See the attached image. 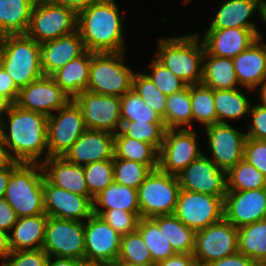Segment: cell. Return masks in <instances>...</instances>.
I'll use <instances>...</instances> for the list:
<instances>
[{
	"mask_svg": "<svg viewBox=\"0 0 266 266\" xmlns=\"http://www.w3.org/2000/svg\"><path fill=\"white\" fill-rule=\"evenodd\" d=\"M45 114L13 104L0 120V130L7 153L19 163H42L48 156Z\"/></svg>",
	"mask_w": 266,
	"mask_h": 266,
	"instance_id": "6da1fadb",
	"label": "cell"
},
{
	"mask_svg": "<svg viewBox=\"0 0 266 266\" xmlns=\"http://www.w3.org/2000/svg\"><path fill=\"white\" fill-rule=\"evenodd\" d=\"M119 6L117 0H99L78 13L77 30L86 50L93 53L129 51L124 27L127 12Z\"/></svg>",
	"mask_w": 266,
	"mask_h": 266,
	"instance_id": "7a4b0ae2",
	"label": "cell"
},
{
	"mask_svg": "<svg viewBox=\"0 0 266 266\" xmlns=\"http://www.w3.org/2000/svg\"><path fill=\"white\" fill-rule=\"evenodd\" d=\"M153 57L188 86L201 84L205 47L196 32L159 36Z\"/></svg>",
	"mask_w": 266,
	"mask_h": 266,
	"instance_id": "3957f363",
	"label": "cell"
},
{
	"mask_svg": "<svg viewBox=\"0 0 266 266\" xmlns=\"http://www.w3.org/2000/svg\"><path fill=\"white\" fill-rule=\"evenodd\" d=\"M43 181L40 163H20L11 172L4 198L18 218L45 214Z\"/></svg>",
	"mask_w": 266,
	"mask_h": 266,
	"instance_id": "277c9868",
	"label": "cell"
},
{
	"mask_svg": "<svg viewBox=\"0 0 266 266\" xmlns=\"http://www.w3.org/2000/svg\"><path fill=\"white\" fill-rule=\"evenodd\" d=\"M126 52L93 53L87 91L111 96H123L132 89L134 68L128 64Z\"/></svg>",
	"mask_w": 266,
	"mask_h": 266,
	"instance_id": "5b68a950",
	"label": "cell"
},
{
	"mask_svg": "<svg viewBox=\"0 0 266 266\" xmlns=\"http://www.w3.org/2000/svg\"><path fill=\"white\" fill-rule=\"evenodd\" d=\"M0 65L10 74L20 90L43 76L40 44L27 35L2 38Z\"/></svg>",
	"mask_w": 266,
	"mask_h": 266,
	"instance_id": "8992f818",
	"label": "cell"
},
{
	"mask_svg": "<svg viewBox=\"0 0 266 266\" xmlns=\"http://www.w3.org/2000/svg\"><path fill=\"white\" fill-rule=\"evenodd\" d=\"M233 123H215L201 128V136L206 147L204 155L226 173L244 159L246 132ZM203 131V132H202ZM208 147V148H207ZM207 151H206V150Z\"/></svg>",
	"mask_w": 266,
	"mask_h": 266,
	"instance_id": "52a82bcc",
	"label": "cell"
},
{
	"mask_svg": "<svg viewBox=\"0 0 266 266\" xmlns=\"http://www.w3.org/2000/svg\"><path fill=\"white\" fill-rule=\"evenodd\" d=\"M78 14L50 0H36L26 35L40 45L77 31Z\"/></svg>",
	"mask_w": 266,
	"mask_h": 266,
	"instance_id": "ba28073f",
	"label": "cell"
},
{
	"mask_svg": "<svg viewBox=\"0 0 266 266\" xmlns=\"http://www.w3.org/2000/svg\"><path fill=\"white\" fill-rule=\"evenodd\" d=\"M180 190L177 176L152 170L137 189L141 217L174 214Z\"/></svg>",
	"mask_w": 266,
	"mask_h": 266,
	"instance_id": "9c48e42d",
	"label": "cell"
},
{
	"mask_svg": "<svg viewBox=\"0 0 266 266\" xmlns=\"http://www.w3.org/2000/svg\"><path fill=\"white\" fill-rule=\"evenodd\" d=\"M197 128L166 129L159 151V169L177 176L204 154ZM200 139V140H199Z\"/></svg>",
	"mask_w": 266,
	"mask_h": 266,
	"instance_id": "30bf717a",
	"label": "cell"
},
{
	"mask_svg": "<svg viewBox=\"0 0 266 266\" xmlns=\"http://www.w3.org/2000/svg\"><path fill=\"white\" fill-rule=\"evenodd\" d=\"M42 249L51 257L84 261V222L48 216Z\"/></svg>",
	"mask_w": 266,
	"mask_h": 266,
	"instance_id": "8fae6325",
	"label": "cell"
},
{
	"mask_svg": "<svg viewBox=\"0 0 266 266\" xmlns=\"http://www.w3.org/2000/svg\"><path fill=\"white\" fill-rule=\"evenodd\" d=\"M85 130L82 110L74 99H70L62 108L48 116V156H64Z\"/></svg>",
	"mask_w": 266,
	"mask_h": 266,
	"instance_id": "7c38bea8",
	"label": "cell"
},
{
	"mask_svg": "<svg viewBox=\"0 0 266 266\" xmlns=\"http://www.w3.org/2000/svg\"><path fill=\"white\" fill-rule=\"evenodd\" d=\"M238 252V228L224 217L195 233L194 260L200 265L233 255Z\"/></svg>",
	"mask_w": 266,
	"mask_h": 266,
	"instance_id": "4fadbf2b",
	"label": "cell"
},
{
	"mask_svg": "<svg viewBox=\"0 0 266 266\" xmlns=\"http://www.w3.org/2000/svg\"><path fill=\"white\" fill-rule=\"evenodd\" d=\"M224 201L217 196L180 190L174 215L195 232L224 217Z\"/></svg>",
	"mask_w": 266,
	"mask_h": 266,
	"instance_id": "5bb4252c",
	"label": "cell"
},
{
	"mask_svg": "<svg viewBox=\"0 0 266 266\" xmlns=\"http://www.w3.org/2000/svg\"><path fill=\"white\" fill-rule=\"evenodd\" d=\"M85 264L104 265L118 258L122 236L104 219L92 214L84 221Z\"/></svg>",
	"mask_w": 266,
	"mask_h": 266,
	"instance_id": "9a60e30c",
	"label": "cell"
},
{
	"mask_svg": "<svg viewBox=\"0 0 266 266\" xmlns=\"http://www.w3.org/2000/svg\"><path fill=\"white\" fill-rule=\"evenodd\" d=\"M74 100L80 106L86 129L116 134L121 128L120 97L85 90Z\"/></svg>",
	"mask_w": 266,
	"mask_h": 266,
	"instance_id": "2e32d148",
	"label": "cell"
},
{
	"mask_svg": "<svg viewBox=\"0 0 266 266\" xmlns=\"http://www.w3.org/2000/svg\"><path fill=\"white\" fill-rule=\"evenodd\" d=\"M181 190L209 194L223 201L227 193L226 172L204 154L177 175Z\"/></svg>",
	"mask_w": 266,
	"mask_h": 266,
	"instance_id": "e0dca14e",
	"label": "cell"
},
{
	"mask_svg": "<svg viewBox=\"0 0 266 266\" xmlns=\"http://www.w3.org/2000/svg\"><path fill=\"white\" fill-rule=\"evenodd\" d=\"M70 99L51 76L43 75L19 90L15 104L22 109L49 116L62 108Z\"/></svg>",
	"mask_w": 266,
	"mask_h": 266,
	"instance_id": "ac0fdd59",
	"label": "cell"
},
{
	"mask_svg": "<svg viewBox=\"0 0 266 266\" xmlns=\"http://www.w3.org/2000/svg\"><path fill=\"white\" fill-rule=\"evenodd\" d=\"M47 216L84 222L93 213V197L81 196L43 181Z\"/></svg>",
	"mask_w": 266,
	"mask_h": 266,
	"instance_id": "d6986e66",
	"label": "cell"
},
{
	"mask_svg": "<svg viewBox=\"0 0 266 266\" xmlns=\"http://www.w3.org/2000/svg\"><path fill=\"white\" fill-rule=\"evenodd\" d=\"M224 218L236 228L266 218V188L227 191Z\"/></svg>",
	"mask_w": 266,
	"mask_h": 266,
	"instance_id": "ffe728a7",
	"label": "cell"
},
{
	"mask_svg": "<svg viewBox=\"0 0 266 266\" xmlns=\"http://www.w3.org/2000/svg\"><path fill=\"white\" fill-rule=\"evenodd\" d=\"M263 0H221L205 29L242 28L260 30ZM257 15V16H256ZM258 17V18H257ZM258 19V20H256Z\"/></svg>",
	"mask_w": 266,
	"mask_h": 266,
	"instance_id": "44dd1931",
	"label": "cell"
},
{
	"mask_svg": "<svg viewBox=\"0 0 266 266\" xmlns=\"http://www.w3.org/2000/svg\"><path fill=\"white\" fill-rule=\"evenodd\" d=\"M200 32L197 33L209 55L233 59L258 39L259 30L226 28L205 29L203 35Z\"/></svg>",
	"mask_w": 266,
	"mask_h": 266,
	"instance_id": "7402d4cb",
	"label": "cell"
},
{
	"mask_svg": "<svg viewBox=\"0 0 266 266\" xmlns=\"http://www.w3.org/2000/svg\"><path fill=\"white\" fill-rule=\"evenodd\" d=\"M64 157L72 164L85 166L100 160L114 158V134L86 129L73 143Z\"/></svg>",
	"mask_w": 266,
	"mask_h": 266,
	"instance_id": "603a6c76",
	"label": "cell"
},
{
	"mask_svg": "<svg viewBox=\"0 0 266 266\" xmlns=\"http://www.w3.org/2000/svg\"><path fill=\"white\" fill-rule=\"evenodd\" d=\"M233 62L240 87L257 93L266 80V42L258 38Z\"/></svg>",
	"mask_w": 266,
	"mask_h": 266,
	"instance_id": "cb8c5ba5",
	"label": "cell"
},
{
	"mask_svg": "<svg viewBox=\"0 0 266 266\" xmlns=\"http://www.w3.org/2000/svg\"><path fill=\"white\" fill-rule=\"evenodd\" d=\"M86 51L79 31L58 37L40 45L43 75L51 76L69 61Z\"/></svg>",
	"mask_w": 266,
	"mask_h": 266,
	"instance_id": "d4e9b609",
	"label": "cell"
},
{
	"mask_svg": "<svg viewBox=\"0 0 266 266\" xmlns=\"http://www.w3.org/2000/svg\"><path fill=\"white\" fill-rule=\"evenodd\" d=\"M44 178L52 185L81 196L89 194L83 166L72 164L64 156H52L42 163Z\"/></svg>",
	"mask_w": 266,
	"mask_h": 266,
	"instance_id": "484cf974",
	"label": "cell"
},
{
	"mask_svg": "<svg viewBox=\"0 0 266 266\" xmlns=\"http://www.w3.org/2000/svg\"><path fill=\"white\" fill-rule=\"evenodd\" d=\"M251 92L253 93L254 91L242 87L232 90H213L217 122L232 123L233 121V124H235L237 121L240 122L239 124H241V122L243 124L244 120V123H247L246 119L249 117V111L254 101L253 98L257 99V97L254 96V94L257 95V93L251 95Z\"/></svg>",
	"mask_w": 266,
	"mask_h": 266,
	"instance_id": "4316f807",
	"label": "cell"
},
{
	"mask_svg": "<svg viewBox=\"0 0 266 266\" xmlns=\"http://www.w3.org/2000/svg\"><path fill=\"white\" fill-rule=\"evenodd\" d=\"M92 55L93 52L86 50L51 75L55 83L71 99L87 90Z\"/></svg>",
	"mask_w": 266,
	"mask_h": 266,
	"instance_id": "83f0119b",
	"label": "cell"
},
{
	"mask_svg": "<svg viewBox=\"0 0 266 266\" xmlns=\"http://www.w3.org/2000/svg\"><path fill=\"white\" fill-rule=\"evenodd\" d=\"M48 216L19 217L9 231V243L14 251L42 249Z\"/></svg>",
	"mask_w": 266,
	"mask_h": 266,
	"instance_id": "f1b7e54d",
	"label": "cell"
},
{
	"mask_svg": "<svg viewBox=\"0 0 266 266\" xmlns=\"http://www.w3.org/2000/svg\"><path fill=\"white\" fill-rule=\"evenodd\" d=\"M201 83L212 90L240 88L233 59L209 55L205 51Z\"/></svg>",
	"mask_w": 266,
	"mask_h": 266,
	"instance_id": "f546056e",
	"label": "cell"
},
{
	"mask_svg": "<svg viewBox=\"0 0 266 266\" xmlns=\"http://www.w3.org/2000/svg\"><path fill=\"white\" fill-rule=\"evenodd\" d=\"M36 0H0V34L26 35Z\"/></svg>",
	"mask_w": 266,
	"mask_h": 266,
	"instance_id": "4dcf8cb0",
	"label": "cell"
},
{
	"mask_svg": "<svg viewBox=\"0 0 266 266\" xmlns=\"http://www.w3.org/2000/svg\"><path fill=\"white\" fill-rule=\"evenodd\" d=\"M114 156L159 168V151L151 144L125 136L120 130L114 134Z\"/></svg>",
	"mask_w": 266,
	"mask_h": 266,
	"instance_id": "1f68e13d",
	"label": "cell"
},
{
	"mask_svg": "<svg viewBox=\"0 0 266 266\" xmlns=\"http://www.w3.org/2000/svg\"><path fill=\"white\" fill-rule=\"evenodd\" d=\"M111 209L140 213L137 189L113 182L94 197L93 210Z\"/></svg>",
	"mask_w": 266,
	"mask_h": 266,
	"instance_id": "d6a6232c",
	"label": "cell"
},
{
	"mask_svg": "<svg viewBox=\"0 0 266 266\" xmlns=\"http://www.w3.org/2000/svg\"><path fill=\"white\" fill-rule=\"evenodd\" d=\"M238 252L266 266V218L238 228Z\"/></svg>",
	"mask_w": 266,
	"mask_h": 266,
	"instance_id": "836d02e7",
	"label": "cell"
},
{
	"mask_svg": "<svg viewBox=\"0 0 266 266\" xmlns=\"http://www.w3.org/2000/svg\"><path fill=\"white\" fill-rule=\"evenodd\" d=\"M179 254H193L195 231L188 228L174 214L158 215L151 218Z\"/></svg>",
	"mask_w": 266,
	"mask_h": 266,
	"instance_id": "e575fe53",
	"label": "cell"
},
{
	"mask_svg": "<svg viewBox=\"0 0 266 266\" xmlns=\"http://www.w3.org/2000/svg\"><path fill=\"white\" fill-rule=\"evenodd\" d=\"M162 120L166 129L193 128L190 85L167 96L166 112Z\"/></svg>",
	"mask_w": 266,
	"mask_h": 266,
	"instance_id": "d590c367",
	"label": "cell"
},
{
	"mask_svg": "<svg viewBox=\"0 0 266 266\" xmlns=\"http://www.w3.org/2000/svg\"><path fill=\"white\" fill-rule=\"evenodd\" d=\"M191 109L193 114V129L198 125L206 127L217 123V112L214 104L213 90L205 85H190ZM196 123V124H195ZM195 125V126H194Z\"/></svg>",
	"mask_w": 266,
	"mask_h": 266,
	"instance_id": "8d00e7d4",
	"label": "cell"
},
{
	"mask_svg": "<svg viewBox=\"0 0 266 266\" xmlns=\"http://www.w3.org/2000/svg\"><path fill=\"white\" fill-rule=\"evenodd\" d=\"M137 231L150 251L155 265L177 254L158 225L151 218L141 217Z\"/></svg>",
	"mask_w": 266,
	"mask_h": 266,
	"instance_id": "74e56055",
	"label": "cell"
},
{
	"mask_svg": "<svg viewBox=\"0 0 266 266\" xmlns=\"http://www.w3.org/2000/svg\"><path fill=\"white\" fill-rule=\"evenodd\" d=\"M227 191H246L266 188V178L246 160H241L226 173Z\"/></svg>",
	"mask_w": 266,
	"mask_h": 266,
	"instance_id": "f35d334b",
	"label": "cell"
},
{
	"mask_svg": "<svg viewBox=\"0 0 266 266\" xmlns=\"http://www.w3.org/2000/svg\"><path fill=\"white\" fill-rule=\"evenodd\" d=\"M121 121L163 122L160 116L131 89L120 97Z\"/></svg>",
	"mask_w": 266,
	"mask_h": 266,
	"instance_id": "ab89813d",
	"label": "cell"
},
{
	"mask_svg": "<svg viewBox=\"0 0 266 266\" xmlns=\"http://www.w3.org/2000/svg\"><path fill=\"white\" fill-rule=\"evenodd\" d=\"M120 131L125 136L147 142L160 151L166 127L163 122L121 121Z\"/></svg>",
	"mask_w": 266,
	"mask_h": 266,
	"instance_id": "60d3db41",
	"label": "cell"
},
{
	"mask_svg": "<svg viewBox=\"0 0 266 266\" xmlns=\"http://www.w3.org/2000/svg\"><path fill=\"white\" fill-rule=\"evenodd\" d=\"M114 182L138 189L152 169L136 161L113 158Z\"/></svg>",
	"mask_w": 266,
	"mask_h": 266,
	"instance_id": "b9f144b4",
	"label": "cell"
},
{
	"mask_svg": "<svg viewBox=\"0 0 266 266\" xmlns=\"http://www.w3.org/2000/svg\"><path fill=\"white\" fill-rule=\"evenodd\" d=\"M132 89H134L161 119L164 118L167 96L157 88L154 82L142 70L135 72Z\"/></svg>",
	"mask_w": 266,
	"mask_h": 266,
	"instance_id": "7bdbcfd3",
	"label": "cell"
},
{
	"mask_svg": "<svg viewBox=\"0 0 266 266\" xmlns=\"http://www.w3.org/2000/svg\"><path fill=\"white\" fill-rule=\"evenodd\" d=\"M118 258L140 266H156L138 231L122 236Z\"/></svg>",
	"mask_w": 266,
	"mask_h": 266,
	"instance_id": "ee69618b",
	"label": "cell"
},
{
	"mask_svg": "<svg viewBox=\"0 0 266 266\" xmlns=\"http://www.w3.org/2000/svg\"><path fill=\"white\" fill-rule=\"evenodd\" d=\"M83 169L89 194L93 198L114 182L113 159L92 162Z\"/></svg>",
	"mask_w": 266,
	"mask_h": 266,
	"instance_id": "f6af8a7d",
	"label": "cell"
},
{
	"mask_svg": "<svg viewBox=\"0 0 266 266\" xmlns=\"http://www.w3.org/2000/svg\"><path fill=\"white\" fill-rule=\"evenodd\" d=\"M148 62V68L142 71L154 82L157 88L166 96L183 90L187 84L165 68L153 56Z\"/></svg>",
	"mask_w": 266,
	"mask_h": 266,
	"instance_id": "bcb514c9",
	"label": "cell"
},
{
	"mask_svg": "<svg viewBox=\"0 0 266 266\" xmlns=\"http://www.w3.org/2000/svg\"><path fill=\"white\" fill-rule=\"evenodd\" d=\"M101 216L121 236L137 231L141 213L127 212L122 209L93 210Z\"/></svg>",
	"mask_w": 266,
	"mask_h": 266,
	"instance_id": "7dc6e473",
	"label": "cell"
},
{
	"mask_svg": "<svg viewBox=\"0 0 266 266\" xmlns=\"http://www.w3.org/2000/svg\"><path fill=\"white\" fill-rule=\"evenodd\" d=\"M245 124L241 127L246 128L247 138L266 140V105L261 101L259 102V99H254Z\"/></svg>",
	"mask_w": 266,
	"mask_h": 266,
	"instance_id": "c3c4849f",
	"label": "cell"
},
{
	"mask_svg": "<svg viewBox=\"0 0 266 266\" xmlns=\"http://www.w3.org/2000/svg\"><path fill=\"white\" fill-rule=\"evenodd\" d=\"M48 258L43 249L14 251L0 266H46Z\"/></svg>",
	"mask_w": 266,
	"mask_h": 266,
	"instance_id": "681fc988",
	"label": "cell"
},
{
	"mask_svg": "<svg viewBox=\"0 0 266 266\" xmlns=\"http://www.w3.org/2000/svg\"><path fill=\"white\" fill-rule=\"evenodd\" d=\"M244 160L262 172L266 178V140L247 138L244 146Z\"/></svg>",
	"mask_w": 266,
	"mask_h": 266,
	"instance_id": "f907efd6",
	"label": "cell"
},
{
	"mask_svg": "<svg viewBox=\"0 0 266 266\" xmlns=\"http://www.w3.org/2000/svg\"><path fill=\"white\" fill-rule=\"evenodd\" d=\"M0 93L6 96L13 104L17 102L19 89L14 84L10 74L0 65Z\"/></svg>",
	"mask_w": 266,
	"mask_h": 266,
	"instance_id": "816d5d0a",
	"label": "cell"
},
{
	"mask_svg": "<svg viewBox=\"0 0 266 266\" xmlns=\"http://www.w3.org/2000/svg\"><path fill=\"white\" fill-rule=\"evenodd\" d=\"M17 219L18 217L11 205L4 197L0 198V230L9 233Z\"/></svg>",
	"mask_w": 266,
	"mask_h": 266,
	"instance_id": "f5cc1de1",
	"label": "cell"
},
{
	"mask_svg": "<svg viewBox=\"0 0 266 266\" xmlns=\"http://www.w3.org/2000/svg\"><path fill=\"white\" fill-rule=\"evenodd\" d=\"M206 266H259L255 261L237 252L233 255L215 260Z\"/></svg>",
	"mask_w": 266,
	"mask_h": 266,
	"instance_id": "db71d44e",
	"label": "cell"
},
{
	"mask_svg": "<svg viewBox=\"0 0 266 266\" xmlns=\"http://www.w3.org/2000/svg\"><path fill=\"white\" fill-rule=\"evenodd\" d=\"M156 266H202L196 260L192 254H175L170 256L164 261H161Z\"/></svg>",
	"mask_w": 266,
	"mask_h": 266,
	"instance_id": "11a10c76",
	"label": "cell"
},
{
	"mask_svg": "<svg viewBox=\"0 0 266 266\" xmlns=\"http://www.w3.org/2000/svg\"><path fill=\"white\" fill-rule=\"evenodd\" d=\"M19 164V162L11 161L8 165L0 168V198L5 196L10 174Z\"/></svg>",
	"mask_w": 266,
	"mask_h": 266,
	"instance_id": "9f6ffc18",
	"label": "cell"
},
{
	"mask_svg": "<svg viewBox=\"0 0 266 266\" xmlns=\"http://www.w3.org/2000/svg\"><path fill=\"white\" fill-rule=\"evenodd\" d=\"M53 3L64 5L72 10H74L77 14L89 7L91 4L95 3L99 0H50Z\"/></svg>",
	"mask_w": 266,
	"mask_h": 266,
	"instance_id": "6f0895ef",
	"label": "cell"
},
{
	"mask_svg": "<svg viewBox=\"0 0 266 266\" xmlns=\"http://www.w3.org/2000/svg\"><path fill=\"white\" fill-rule=\"evenodd\" d=\"M85 262L74 258L49 256L46 266H84Z\"/></svg>",
	"mask_w": 266,
	"mask_h": 266,
	"instance_id": "680465c9",
	"label": "cell"
},
{
	"mask_svg": "<svg viewBox=\"0 0 266 266\" xmlns=\"http://www.w3.org/2000/svg\"><path fill=\"white\" fill-rule=\"evenodd\" d=\"M9 233L0 230V264L11 254Z\"/></svg>",
	"mask_w": 266,
	"mask_h": 266,
	"instance_id": "91938a15",
	"label": "cell"
},
{
	"mask_svg": "<svg viewBox=\"0 0 266 266\" xmlns=\"http://www.w3.org/2000/svg\"><path fill=\"white\" fill-rule=\"evenodd\" d=\"M11 161L12 160L7 153L3 136L0 130V168L8 165Z\"/></svg>",
	"mask_w": 266,
	"mask_h": 266,
	"instance_id": "94428289",
	"label": "cell"
},
{
	"mask_svg": "<svg viewBox=\"0 0 266 266\" xmlns=\"http://www.w3.org/2000/svg\"><path fill=\"white\" fill-rule=\"evenodd\" d=\"M261 23L262 25H260V27L263 28L259 30V33H258V38L264 42H266V32H265V27H266V0H263V3H262V8H261ZM264 26V27H263Z\"/></svg>",
	"mask_w": 266,
	"mask_h": 266,
	"instance_id": "6125c7cd",
	"label": "cell"
},
{
	"mask_svg": "<svg viewBox=\"0 0 266 266\" xmlns=\"http://www.w3.org/2000/svg\"><path fill=\"white\" fill-rule=\"evenodd\" d=\"M13 103L0 93V120L11 109Z\"/></svg>",
	"mask_w": 266,
	"mask_h": 266,
	"instance_id": "be15d7a7",
	"label": "cell"
},
{
	"mask_svg": "<svg viewBox=\"0 0 266 266\" xmlns=\"http://www.w3.org/2000/svg\"><path fill=\"white\" fill-rule=\"evenodd\" d=\"M105 266H140V265H137V264H134V263H130V262H127V261H124L120 258H116L114 259L113 261H110L106 264H104Z\"/></svg>",
	"mask_w": 266,
	"mask_h": 266,
	"instance_id": "e7e4bbea",
	"label": "cell"
},
{
	"mask_svg": "<svg viewBox=\"0 0 266 266\" xmlns=\"http://www.w3.org/2000/svg\"><path fill=\"white\" fill-rule=\"evenodd\" d=\"M259 95V96H258ZM259 101L263 102L266 105V80L263 83L261 89L257 92Z\"/></svg>",
	"mask_w": 266,
	"mask_h": 266,
	"instance_id": "03108f58",
	"label": "cell"
},
{
	"mask_svg": "<svg viewBox=\"0 0 266 266\" xmlns=\"http://www.w3.org/2000/svg\"><path fill=\"white\" fill-rule=\"evenodd\" d=\"M182 2V5L184 6V5H190L191 4V2L193 1V0H181Z\"/></svg>",
	"mask_w": 266,
	"mask_h": 266,
	"instance_id": "003e7915",
	"label": "cell"
},
{
	"mask_svg": "<svg viewBox=\"0 0 266 266\" xmlns=\"http://www.w3.org/2000/svg\"><path fill=\"white\" fill-rule=\"evenodd\" d=\"M84 266H105V265H99V264H85Z\"/></svg>",
	"mask_w": 266,
	"mask_h": 266,
	"instance_id": "a7ac6f4b",
	"label": "cell"
},
{
	"mask_svg": "<svg viewBox=\"0 0 266 266\" xmlns=\"http://www.w3.org/2000/svg\"><path fill=\"white\" fill-rule=\"evenodd\" d=\"M2 38L3 36L0 34V48H1Z\"/></svg>",
	"mask_w": 266,
	"mask_h": 266,
	"instance_id": "89a4df30",
	"label": "cell"
}]
</instances>
